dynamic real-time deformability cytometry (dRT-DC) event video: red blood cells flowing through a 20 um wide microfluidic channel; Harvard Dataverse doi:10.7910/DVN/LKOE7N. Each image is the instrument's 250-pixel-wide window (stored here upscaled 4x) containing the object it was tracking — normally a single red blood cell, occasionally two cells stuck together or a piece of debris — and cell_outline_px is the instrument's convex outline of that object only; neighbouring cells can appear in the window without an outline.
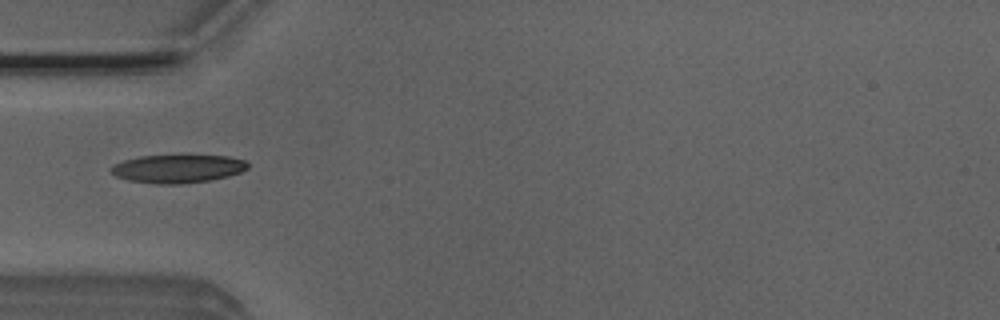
{"species": "Egyptian fruit bat (a non-hibernating species)", "species_latin": "Rousettus aegyptiacus", "temperature_condition": "room temperature", "stored_images_in_passage": 1, "camera_frame_rate_fps": 3000, "um_per_image_px": 0.085, "animal": {"sex": "male"}, "frame": {"image": 1, "passage_image": 1, "time_ms": 0.0, "image_size_px": [1000, 320], "cell_outline_px": [[248, 168], [240, 172], [228, 176], [208, 180], [180, 184], [156, 184], [128, 180], [116, 176], [108, 168], [112, 164], [124, 160], [140, 156], [180, 152], [184, 152], [228, 156], [244, 160], [248, 164]], "centroid_in_image_um": [15.09, 14.28], "position_along_channel_um": 69.9, "area_um2": 23.64}}